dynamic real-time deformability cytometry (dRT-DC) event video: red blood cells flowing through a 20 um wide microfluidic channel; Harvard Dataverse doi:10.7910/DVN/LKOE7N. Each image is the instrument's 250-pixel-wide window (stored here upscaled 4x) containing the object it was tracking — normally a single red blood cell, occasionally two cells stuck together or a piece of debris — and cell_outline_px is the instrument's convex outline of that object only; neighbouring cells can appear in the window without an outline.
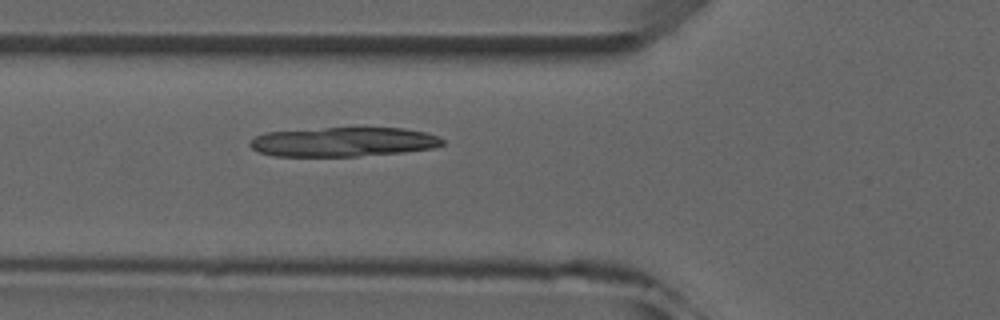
{"species": "common noctule bat (a hibernating species)", "species_latin": "Nyctalus noctula", "temperature_condition": "room temperature", "stored_images_in_passage": 2, "camera_frame_rate_fps": 3000, "um_per_image_px": 0.085, "animal": {"sex": "male", "forearm_length_mm": 52.5}, "frame": {"image": 1, "passage_image": 2, "time_ms": 1.0, "image_size_px": [1000, 320], "cell_outline_px": [[444, 144], [432, 148], [404, 152], [356, 156], [272, 156], [260, 152], [252, 148], [248, 144], [256, 136], [268, 132], [324, 128], [404, 128], [424, 132], [440, 136], [444, 140]], "centroid_in_image_um": [29.21, 12.06], "position_along_channel_um": 96.6, "area_um2": 32.77}}